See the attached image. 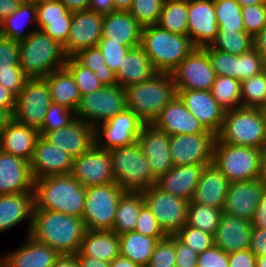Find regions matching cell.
<instances>
[{
    "instance_id": "obj_2",
    "label": "cell",
    "mask_w": 266,
    "mask_h": 267,
    "mask_svg": "<svg viewBox=\"0 0 266 267\" xmlns=\"http://www.w3.org/2000/svg\"><path fill=\"white\" fill-rule=\"evenodd\" d=\"M34 209H45L82 218L86 187L71 174L34 180Z\"/></svg>"
},
{
    "instance_id": "obj_67",
    "label": "cell",
    "mask_w": 266,
    "mask_h": 267,
    "mask_svg": "<svg viewBox=\"0 0 266 267\" xmlns=\"http://www.w3.org/2000/svg\"><path fill=\"white\" fill-rule=\"evenodd\" d=\"M75 255L80 267H110V262L83 256L79 251Z\"/></svg>"
},
{
    "instance_id": "obj_38",
    "label": "cell",
    "mask_w": 266,
    "mask_h": 267,
    "mask_svg": "<svg viewBox=\"0 0 266 267\" xmlns=\"http://www.w3.org/2000/svg\"><path fill=\"white\" fill-rule=\"evenodd\" d=\"M143 205L141 192H125L120 198L112 231L117 235L134 231Z\"/></svg>"
},
{
    "instance_id": "obj_56",
    "label": "cell",
    "mask_w": 266,
    "mask_h": 267,
    "mask_svg": "<svg viewBox=\"0 0 266 267\" xmlns=\"http://www.w3.org/2000/svg\"><path fill=\"white\" fill-rule=\"evenodd\" d=\"M134 231L148 237L165 238L167 234L159 226L151 210L144 204L141 207Z\"/></svg>"
},
{
    "instance_id": "obj_44",
    "label": "cell",
    "mask_w": 266,
    "mask_h": 267,
    "mask_svg": "<svg viewBox=\"0 0 266 267\" xmlns=\"http://www.w3.org/2000/svg\"><path fill=\"white\" fill-rule=\"evenodd\" d=\"M211 47L225 53L241 55L254 47L253 37L246 32L218 30Z\"/></svg>"
},
{
    "instance_id": "obj_37",
    "label": "cell",
    "mask_w": 266,
    "mask_h": 267,
    "mask_svg": "<svg viewBox=\"0 0 266 267\" xmlns=\"http://www.w3.org/2000/svg\"><path fill=\"white\" fill-rule=\"evenodd\" d=\"M144 236L136 231H130L119 235L120 255L127 257L141 267H146L159 240Z\"/></svg>"
},
{
    "instance_id": "obj_40",
    "label": "cell",
    "mask_w": 266,
    "mask_h": 267,
    "mask_svg": "<svg viewBox=\"0 0 266 267\" xmlns=\"http://www.w3.org/2000/svg\"><path fill=\"white\" fill-rule=\"evenodd\" d=\"M157 25L171 33L188 35V0H165Z\"/></svg>"
},
{
    "instance_id": "obj_47",
    "label": "cell",
    "mask_w": 266,
    "mask_h": 267,
    "mask_svg": "<svg viewBox=\"0 0 266 267\" xmlns=\"http://www.w3.org/2000/svg\"><path fill=\"white\" fill-rule=\"evenodd\" d=\"M64 67L71 73L81 96L92 93L103 85L88 67L83 66L74 56L68 57Z\"/></svg>"
},
{
    "instance_id": "obj_53",
    "label": "cell",
    "mask_w": 266,
    "mask_h": 267,
    "mask_svg": "<svg viewBox=\"0 0 266 267\" xmlns=\"http://www.w3.org/2000/svg\"><path fill=\"white\" fill-rule=\"evenodd\" d=\"M76 119L75 111L67 109L59 104L52 103L46 112L45 120L39 129L40 136L47 131L56 130L68 126Z\"/></svg>"
},
{
    "instance_id": "obj_72",
    "label": "cell",
    "mask_w": 266,
    "mask_h": 267,
    "mask_svg": "<svg viewBox=\"0 0 266 267\" xmlns=\"http://www.w3.org/2000/svg\"><path fill=\"white\" fill-rule=\"evenodd\" d=\"M11 119L12 115L7 110L0 108V135Z\"/></svg>"
},
{
    "instance_id": "obj_4",
    "label": "cell",
    "mask_w": 266,
    "mask_h": 267,
    "mask_svg": "<svg viewBox=\"0 0 266 267\" xmlns=\"http://www.w3.org/2000/svg\"><path fill=\"white\" fill-rule=\"evenodd\" d=\"M157 72L171 73L196 47L188 35L171 33L156 25L144 26L141 44Z\"/></svg>"
},
{
    "instance_id": "obj_60",
    "label": "cell",
    "mask_w": 266,
    "mask_h": 267,
    "mask_svg": "<svg viewBox=\"0 0 266 267\" xmlns=\"http://www.w3.org/2000/svg\"><path fill=\"white\" fill-rule=\"evenodd\" d=\"M176 267H197L198 253L175 237Z\"/></svg>"
},
{
    "instance_id": "obj_62",
    "label": "cell",
    "mask_w": 266,
    "mask_h": 267,
    "mask_svg": "<svg viewBox=\"0 0 266 267\" xmlns=\"http://www.w3.org/2000/svg\"><path fill=\"white\" fill-rule=\"evenodd\" d=\"M249 249L256 257L266 256V229H252V238Z\"/></svg>"
},
{
    "instance_id": "obj_7",
    "label": "cell",
    "mask_w": 266,
    "mask_h": 267,
    "mask_svg": "<svg viewBox=\"0 0 266 267\" xmlns=\"http://www.w3.org/2000/svg\"><path fill=\"white\" fill-rule=\"evenodd\" d=\"M115 183L125 192H142L156 184L147 157L138 142L109 150Z\"/></svg>"
},
{
    "instance_id": "obj_46",
    "label": "cell",
    "mask_w": 266,
    "mask_h": 267,
    "mask_svg": "<svg viewBox=\"0 0 266 267\" xmlns=\"http://www.w3.org/2000/svg\"><path fill=\"white\" fill-rule=\"evenodd\" d=\"M241 106L266 108V67L265 70L241 82Z\"/></svg>"
},
{
    "instance_id": "obj_57",
    "label": "cell",
    "mask_w": 266,
    "mask_h": 267,
    "mask_svg": "<svg viewBox=\"0 0 266 267\" xmlns=\"http://www.w3.org/2000/svg\"><path fill=\"white\" fill-rule=\"evenodd\" d=\"M97 46L104 56L106 65L114 72L121 66L124 55L130 49L127 46L120 45L119 43L110 42L109 39H100Z\"/></svg>"
},
{
    "instance_id": "obj_15",
    "label": "cell",
    "mask_w": 266,
    "mask_h": 267,
    "mask_svg": "<svg viewBox=\"0 0 266 267\" xmlns=\"http://www.w3.org/2000/svg\"><path fill=\"white\" fill-rule=\"evenodd\" d=\"M215 133L170 136V156L174 166L212 164Z\"/></svg>"
},
{
    "instance_id": "obj_18",
    "label": "cell",
    "mask_w": 266,
    "mask_h": 267,
    "mask_svg": "<svg viewBox=\"0 0 266 267\" xmlns=\"http://www.w3.org/2000/svg\"><path fill=\"white\" fill-rule=\"evenodd\" d=\"M266 191V180L256 178L232 182L229 185L223 212L252 220L261 197Z\"/></svg>"
},
{
    "instance_id": "obj_23",
    "label": "cell",
    "mask_w": 266,
    "mask_h": 267,
    "mask_svg": "<svg viewBox=\"0 0 266 267\" xmlns=\"http://www.w3.org/2000/svg\"><path fill=\"white\" fill-rule=\"evenodd\" d=\"M177 96L190 113L204 127L217 134L222 126L225 110L207 90H177Z\"/></svg>"
},
{
    "instance_id": "obj_32",
    "label": "cell",
    "mask_w": 266,
    "mask_h": 267,
    "mask_svg": "<svg viewBox=\"0 0 266 267\" xmlns=\"http://www.w3.org/2000/svg\"><path fill=\"white\" fill-rule=\"evenodd\" d=\"M4 256V267H52L60 254L48 245L33 240Z\"/></svg>"
},
{
    "instance_id": "obj_22",
    "label": "cell",
    "mask_w": 266,
    "mask_h": 267,
    "mask_svg": "<svg viewBox=\"0 0 266 267\" xmlns=\"http://www.w3.org/2000/svg\"><path fill=\"white\" fill-rule=\"evenodd\" d=\"M137 142L147 157L151 172L156 179L174 166L170 156V136L165 131L153 124H145Z\"/></svg>"
},
{
    "instance_id": "obj_10",
    "label": "cell",
    "mask_w": 266,
    "mask_h": 267,
    "mask_svg": "<svg viewBox=\"0 0 266 267\" xmlns=\"http://www.w3.org/2000/svg\"><path fill=\"white\" fill-rule=\"evenodd\" d=\"M125 109V89L119 85L103 86L80 97L75 115L76 118L95 127Z\"/></svg>"
},
{
    "instance_id": "obj_55",
    "label": "cell",
    "mask_w": 266,
    "mask_h": 267,
    "mask_svg": "<svg viewBox=\"0 0 266 267\" xmlns=\"http://www.w3.org/2000/svg\"><path fill=\"white\" fill-rule=\"evenodd\" d=\"M266 64L259 52L253 47L239 55V81L242 82L265 70Z\"/></svg>"
},
{
    "instance_id": "obj_58",
    "label": "cell",
    "mask_w": 266,
    "mask_h": 267,
    "mask_svg": "<svg viewBox=\"0 0 266 267\" xmlns=\"http://www.w3.org/2000/svg\"><path fill=\"white\" fill-rule=\"evenodd\" d=\"M197 267H229L228 253L213 245L198 254Z\"/></svg>"
},
{
    "instance_id": "obj_50",
    "label": "cell",
    "mask_w": 266,
    "mask_h": 267,
    "mask_svg": "<svg viewBox=\"0 0 266 267\" xmlns=\"http://www.w3.org/2000/svg\"><path fill=\"white\" fill-rule=\"evenodd\" d=\"M174 236L198 254L215 245L213 234L191 227L188 224H185Z\"/></svg>"
},
{
    "instance_id": "obj_64",
    "label": "cell",
    "mask_w": 266,
    "mask_h": 267,
    "mask_svg": "<svg viewBox=\"0 0 266 267\" xmlns=\"http://www.w3.org/2000/svg\"><path fill=\"white\" fill-rule=\"evenodd\" d=\"M16 106V95L0 84V108L7 110L11 115Z\"/></svg>"
},
{
    "instance_id": "obj_45",
    "label": "cell",
    "mask_w": 266,
    "mask_h": 267,
    "mask_svg": "<svg viewBox=\"0 0 266 267\" xmlns=\"http://www.w3.org/2000/svg\"><path fill=\"white\" fill-rule=\"evenodd\" d=\"M217 18L218 30L246 32L242 7L236 0H213Z\"/></svg>"
},
{
    "instance_id": "obj_14",
    "label": "cell",
    "mask_w": 266,
    "mask_h": 267,
    "mask_svg": "<svg viewBox=\"0 0 266 267\" xmlns=\"http://www.w3.org/2000/svg\"><path fill=\"white\" fill-rule=\"evenodd\" d=\"M171 75L177 90L210 91L216 78L208 54L203 48H195Z\"/></svg>"
},
{
    "instance_id": "obj_52",
    "label": "cell",
    "mask_w": 266,
    "mask_h": 267,
    "mask_svg": "<svg viewBox=\"0 0 266 267\" xmlns=\"http://www.w3.org/2000/svg\"><path fill=\"white\" fill-rule=\"evenodd\" d=\"M146 267H176L174 235H167L158 241Z\"/></svg>"
},
{
    "instance_id": "obj_24",
    "label": "cell",
    "mask_w": 266,
    "mask_h": 267,
    "mask_svg": "<svg viewBox=\"0 0 266 267\" xmlns=\"http://www.w3.org/2000/svg\"><path fill=\"white\" fill-rule=\"evenodd\" d=\"M152 124L156 128L165 131L169 136L214 133L207 130L204 125L190 113L178 96L161 110Z\"/></svg>"
},
{
    "instance_id": "obj_21",
    "label": "cell",
    "mask_w": 266,
    "mask_h": 267,
    "mask_svg": "<svg viewBox=\"0 0 266 267\" xmlns=\"http://www.w3.org/2000/svg\"><path fill=\"white\" fill-rule=\"evenodd\" d=\"M74 157L51 145L42 136L36 142L34 153L29 162L34 180L47 176L69 175Z\"/></svg>"
},
{
    "instance_id": "obj_20",
    "label": "cell",
    "mask_w": 266,
    "mask_h": 267,
    "mask_svg": "<svg viewBox=\"0 0 266 267\" xmlns=\"http://www.w3.org/2000/svg\"><path fill=\"white\" fill-rule=\"evenodd\" d=\"M94 126L78 118L68 126L45 132L42 137L74 158L95 145Z\"/></svg>"
},
{
    "instance_id": "obj_42",
    "label": "cell",
    "mask_w": 266,
    "mask_h": 267,
    "mask_svg": "<svg viewBox=\"0 0 266 267\" xmlns=\"http://www.w3.org/2000/svg\"><path fill=\"white\" fill-rule=\"evenodd\" d=\"M241 82L237 79L218 75L211 88V94L225 110L241 107Z\"/></svg>"
},
{
    "instance_id": "obj_9",
    "label": "cell",
    "mask_w": 266,
    "mask_h": 267,
    "mask_svg": "<svg viewBox=\"0 0 266 267\" xmlns=\"http://www.w3.org/2000/svg\"><path fill=\"white\" fill-rule=\"evenodd\" d=\"M125 193L115 182L86 187L83 223L87 230H112L117 207Z\"/></svg>"
},
{
    "instance_id": "obj_54",
    "label": "cell",
    "mask_w": 266,
    "mask_h": 267,
    "mask_svg": "<svg viewBox=\"0 0 266 267\" xmlns=\"http://www.w3.org/2000/svg\"><path fill=\"white\" fill-rule=\"evenodd\" d=\"M242 18L246 33L256 36L266 26V4L242 7Z\"/></svg>"
},
{
    "instance_id": "obj_66",
    "label": "cell",
    "mask_w": 266,
    "mask_h": 267,
    "mask_svg": "<svg viewBox=\"0 0 266 267\" xmlns=\"http://www.w3.org/2000/svg\"><path fill=\"white\" fill-rule=\"evenodd\" d=\"M23 0H0V23L11 16Z\"/></svg>"
},
{
    "instance_id": "obj_16",
    "label": "cell",
    "mask_w": 266,
    "mask_h": 267,
    "mask_svg": "<svg viewBox=\"0 0 266 267\" xmlns=\"http://www.w3.org/2000/svg\"><path fill=\"white\" fill-rule=\"evenodd\" d=\"M71 175L85 187L115 182L109 151L94 145L74 158Z\"/></svg>"
},
{
    "instance_id": "obj_65",
    "label": "cell",
    "mask_w": 266,
    "mask_h": 267,
    "mask_svg": "<svg viewBox=\"0 0 266 267\" xmlns=\"http://www.w3.org/2000/svg\"><path fill=\"white\" fill-rule=\"evenodd\" d=\"M89 10L102 15L115 12L114 0H91Z\"/></svg>"
},
{
    "instance_id": "obj_69",
    "label": "cell",
    "mask_w": 266,
    "mask_h": 267,
    "mask_svg": "<svg viewBox=\"0 0 266 267\" xmlns=\"http://www.w3.org/2000/svg\"><path fill=\"white\" fill-rule=\"evenodd\" d=\"M62 4L71 12L89 9L91 0H60Z\"/></svg>"
},
{
    "instance_id": "obj_39",
    "label": "cell",
    "mask_w": 266,
    "mask_h": 267,
    "mask_svg": "<svg viewBox=\"0 0 266 267\" xmlns=\"http://www.w3.org/2000/svg\"><path fill=\"white\" fill-rule=\"evenodd\" d=\"M26 20L37 22V8L35 3L23 0L18 9L0 23V36L16 41H22L27 38L31 32H24L23 28H25L24 26L27 23Z\"/></svg>"
},
{
    "instance_id": "obj_73",
    "label": "cell",
    "mask_w": 266,
    "mask_h": 267,
    "mask_svg": "<svg viewBox=\"0 0 266 267\" xmlns=\"http://www.w3.org/2000/svg\"><path fill=\"white\" fill-rule=\"evenodd\" d=\"M133 0H114L115 11H129Z\"/></svg>"
},
{
    "instance_id": "obj_43",
    "label": "cell",
    "mask_w": 266,
    "mask_h": 267,
    "mask_svg": "<svg viewBox=\"0 0 266 267\" xmlns=\"http://www.w3.org/2000/svg\"><path fill=\"white\" fill-rule=\"evenodd\" d=\"M222 212L221 209L190 201L186 224L215 235Z\"/></svg>"
},
{
    "instance_id": "obj_68",
    "label": "cell",
    "mask_w": 266,
    "mask_h": 267,
    "mask_svg": "<svg viewBox=\"0 0 266 267\" xmlns=\"http://www.w3.org/2000/svg\"><path fill=\"white\" fill-rule=\"evenodd\" d=\"M253 44L266 64V26L253 37Z\"/></svg>"
},
{
    "instance_id": "obj_63",
    "label": "cell",
    "mask_w": 266,
    "mask_h": 267,
    "mask_svg": "<svg viewBox=\"0 0 266 267\" xmlns=\"http://www.w3.org/2000/svg\"><path fill=\"white\" fill-rule=\"evenodd\" d=\"M253 228L266 229V191L261 197V200L257 206L255 214L251 220Z\"/></svg>"
},
{
    "instance_id": "obj_51",
    "label": "cell",
    "mask_w": 266,
    "mask_h": 267,
    "mask_svg": "<svg viewBox=\"0 0 266 267\" xmlns=\"http://www.w3.org/2000/svg\"><path fill=\"white\" fill-rule=\"evenodd\" d=\"M37 8L36 29L42 30L48 21L72 20L73 12L69 11L60 0H48L35 4Z\"/></svg>"
},
{
    "instance_id": "obj_26",
    "label": "cell",
    "mask_w": 266,
    "mask_h": 267,
    "mask_svg": "<svg viewBox=\"0 0 266 267\" xmlns=\"http://www.w3.org/2000/svg\"><path fill=\"white\" fill-rule=\"evenodd\" d=\"M252 229L251 220L222 212L214 235V244L227 253L248 249Z\"/></svg>"
},
{
    "instance_id": "obj_34",
    "label": "cell",
    "mask_w": 266,
    "mask_h": 267,
    "mask_svg": "<svg viewBox=\"0 0 266 267\" xmlns=\"http://www.w3.org/2000/svg\"><path fill=\"white\" fill-rule=\"evenodd\" d=\"M33 209V192L0 195V233L29 217V235Z\"/></svg>"
},
{
    "instance_id": "obj_28",
    "label": "cell",
    "mask_w": 266,
    "mask_h": 267,
    "mask_svg": "<svg viewBox=\"0 0 266 267\" xmlns=\"http://www.w3.org/2000/svg\"><path fill=\"white\" fill-rule=\"evenodd\" d=\"M209 164L173 166L156 180V186L164 192L191 201L205 167Z\"/></svg>"
},
{
    "instance_id": "obj_74",
    "label": "cell",
    "mask_w": 266,
    "mask_h": 267,
    "mask_svg": "<svg viewBox=\"0 0 266 267\" xmlns=\"http://www.w3.org/2000/svg\"><path fill=\"white\" fill-rule=\"evenodd\" d=\"M236 2L241 6H249V5H256V4H266V0H236Z\"/></svg>"
},
{
    "instance_id": "obj_3",
    "label": "cell",
    "mask_w": 266,
    "mask_h": 267,
    "mask_svg": "<svg viewBox=\"0 0 266 267\" xmlns=\"http://www.w3.org/2000/svg\"><path fill=\"white\" fill-rule=\"evenodd\" d=\"M125 89L126 108L146 124H152L161 110L177 96L171 73L157 72L143 83Z\"/></svg>"
},
{
    "instance_id": "obj_61",
    "label": "cell",
    "mask_w": 266,
    "mask_h": 267,
    "mask_svg": "<svg viewBox=\"0 0 266 267\" xmlns=\"http://www.w3.org/2000/svg\"><path fill=\"white\" fill-rule=\"evenodd\" d=\"M229 267H256V256L248 248L228 253Z\"/></svg>"
},
{
    "instance_id": "obj_48",
    "label": "cell",
    "mask_w": 266,
    "mask_h": 267,
    "mask_svg": "<svg viewBox=\"0 0 266 267\" xmlns=\"http://www.w3.org/2000/svg\"><path fill=\"white\" fill-rule=\"evenodd\" d=\"M203 49L208 54L216 76H228L239 80V55L225 53L211 46H206Z\"/></svg>"
},
{
    "instance_id": "obj_30",
    "label": "cell",
    "mask_w": 266,
    "mask_h": 267,
    "mask_svg": "<svg viewBox=\"0 0 266 267\" xmlns=\"http://www.w3.org/2000/svg\"><path fill=\"white\" fill-rule=\"evenodd\" d=\"M39 130L11 119L0 135V150L30 162Z\"/></svg>"
},
{
    "instance_id": "obj_29",
    "label": "cell",
    "mask_w": 266,
    "mask_h": 267,
    "mask_svg": "<svg viewBox=\"0 0 266 267\" xmlns=\"http://www.w3.org/2000/svg\"><path fill=\"white\" fill-rule=\"evenodd\" d=\"M229 185L226 175L215 164H209L202 173L191 202L223 210Z\"/></svg>"
},
{
    "instance_id": "obj_70",
    "label": "cell",
    "mask_w": 266,
    "mask_h": 267,
    "mask_svg": "<svg viewBox=\"0 0 266 267\" xmlns=\"http://www.w3.org/2000/svg\"><path fill=\"white\" fill-rule=\"evenodd\" d=\"M52 267H80L76 255H60Z\"/></svg>"
},
{
    "instance_id": "obj_79",
    "label": "cell",
    "mask_w": 266,
    "mask_h": 267,
    "mask_svg": "<svg viewBox=\"0 0 266 267\" xmlns=\"http://www.w3.org/2000/svg\"><path fill=\"white\" fill-rule=\"evenodd\" d=\"M264 120H265V129H266V108L264 109Z\"/></svg>"
},
{
    "instance_id": "obj_25",
    "label": "cell",
    "mask_w": 266,
    "mask_h": 267,
    "mask_svg": "<svg viewBox=\"0 0 266 267\" xmlns=\"http://www.w3.org/2000/svg\"><path fill=\"white\" fill-rule=\"evenodd\" d=\"M29 162L0 150V195L33 192Z\"/></svg>"
},
{
    "instance_id": "obj_27",
    "label": "cell",
    "mask_w": 266,
    "mask_h": 267,
    "mask_svg": "<svg viewBox=\"0 0 266 267\" xmlns=\"http://www.w3.org/2000/svg\"><path fill=\"white\" fill-rule=\"evenodd\" d=\"M143 27L128 11L103 15L101 39L131 48L140 46Z\"/></svg>"
},
{
    "instance_id": "obj_71",
    "label": "cell",
    "mask_w": 266,
    "mask_h": 267,
    "mask_svg": "<svg viewBox=\"0 0 266 267\" xmlns=\"http://www.w3.org/2000/svg\"><path fill=\"white\" fill-rule=\"evenodd\" d=\"M110 267H141V266L137 263H134L127 257L119 255L110 262Z\"/></svg>"
},
{
    "instance_id": "obj_17",
    "label": "cell",
    "mask_w": 266,
    "mask_h": 267,
    "mask_svg": "<svg viewBox=\"0 0 266 267\" xmlns=\"http://www.w3.org/2000/svg\"><path fill=\"white\" fill-rule=\"evenodd\" d=\"M103 15L92 10L73 12L68 40L63 45L66 57H73L79 51L97 46L102 36Z\"/></svg>"
},
{
    "instance_id": "obj_12",
    "label": "cell",
    "mask_w": 266,
    "mask_h": 267,
    "mask_svg": "<svg viewBox=\"0 0 266 267\" xmlns=\"http://www.w3.org/2000/svg\"><path fill=\"white\" fill-rule=\"evenodd\" d=\"M141 195L167 235H174L187 223L189 201L164 192L156 185L142 191Z\"/></svg>"
},
{
    "instance_id": "obj_35",
    "label": "cell",
    "mask_w": 266,
    "mask_h": 267,
    "mask_svg": "<svg viewBox=\"0 0 266 267\" xmlns=\"http://www.w3.org/2000/svg\"><path fill=\"white\" fill-rule=\"evenodd\" d=\"M79 252L83 256L111 262L120 255L119 235L112 230H87Z\"/></svg>"
},
{
    "instance_id": "obj_33",
    "label": "cell",
    "mask_w": 266,
    "mask_h": 267,
    "mask_svg": "<svg viewBox=\"0 0 266 267\" xmlns=\"http://www.w3.org/2000/svg\"><path fill=\"white\" fill-rule=\"evenodd\" d=\"M157 71L141 46L131 48L124 55L121 66L115 72L119 86L126 88L133 84L143 83Z\"/></svg>"
},
{
    "instance_id": "obj_76",
    "label": "cell",
    "mask_w": 266,
    "mask_h": 267,
    "mask_svg": "<svg viewBox=\"0 0 266 267\" xmlns=\"http://www.w3.org/2000/svg\"><path fill=\"white\" fill-rule=\"evenodd\" d=\"M256 267H266V256L256 257Z\"/></svg>"
},
{
    "instance_id": "obj_19",
    "label": "cell",
    "mask_w": 266,
    "mask_h": 267,
    "mask_svg": "<svg viewBox=\"0 0 266 267\" xmlns=\"http://www.w3.org/2000/svg\"><path fill=\"white\" fill-rule=\"evenodd\" d=\"M218 33L213 0H188V36L196 48L211 46Z\"/></svg>"
},
{
    "instance_id": "obj_31",
    "label": "cell",
    "mask_w": 266,
    "mask_h": 267,
    "mask_svg": "<svg viewBox=\"0 0 266 267\" xmlns=\"http://www.w3.org/2000/svg\"><path fill=\"white\" fill-rule=\"evenodd\" d=\"M28 79L19 65V41L0 36V84L17 96Z\"/></svg>"
},
{
    "instance_id": "obj_13",
    "label": "cell",
    "mask_w": 266,
    "mask_h": 267,
    "mask_svg": "<svg viewBox=\"0 0 266 267\" xmlns=\"http://www.w3.org/2000/svg\"><path fill=\"white\" fill-rule=\"evenodd\" d=\"M145 124L133 110L126 108L114 117L102 122L101 125L97 124L94 127L95 145L108 151L133 145L138 141ZM103 136L105 138L104 143L100 142Z\"/></svg>"
},
{
    "instance_id": "obj_75",
    "label": "cell",
    "mask_w": 266,
    "mask_h": 267,
    "mask_svg": "<svg viewBox=\"0 0 266 267\" xmlns=\"http://www.w3.org/2000/svg\"><path fill=\"white\" fill-rule=\"evenodd\" d=\"M262 177L266 180V146L262 149Z\"/></svg>"
},
{
    "instance_id": "obj_59",
    "label": "cell",
    "mask_w": 266,
    "mask_h": 267,
    "mask_svg": "<svg viewBox=\"0 0 266 267\" xmlns=\"http://www.w3.org/2000/svg\"><path fill=\"white\" fill-rule=\"evenodd\" d=\"M72 20L48 21L42 31L62 46L67 42Z\"/></svg>"
},
{
    "instance_id": "obj_49",
    "label": "cell",
    "mask_w": 266,
    "mask_h": 267,
    "mask_svg": "<svg viewBox=\"0 0 266 267\" xmlns=\"http://www.w3.org/2000/svg\"><path fill=\"white\" fill-rule=\"evenodd\" d=\"M165 0H133L129 13L142 26L156 25Z\"/></svg>"
},
{
    "instance_id": "obj_8",
    "label": "cell",
    "mask_w": 266,
    "mask_h": 267,
    "mask_svg": "<svg viewBox=\"0 0 266 267\" xmlns=\"http://www.w3.org/2000/svg\"><path fill=\"white\" fill-rule=\"evenodd\" d=\"M213 164L232 182L262 177V149L227 144L216 138Z\"/></svg>"
},
{
    "instance_id": "obj_11",
    "label": "cell",
    "mask_w": 266,
    "mask_h": 267,
    "mask_svg": "<svg viewBox=\"0 0 266 267\" xmlns=\"http://www.w3.org/2000/svg\"><path fill=\"white\" fill-rule=\"evenodd\" d=\"M52 103L47 81L44 78H29L16 96L12 119L39 130Z\"/></svg>"
},
{
    "instance_id": "obj_6",
    "label": "cell",
    "mask_w": 266,
    "mask_h": 267,
    "mask_svg": "<svg viewBox=\"0 0 266 267\" xmlns=\"http://www.w3.org/2000/svg\"><path fill=\"white\" fill-rule=\"evenodd\" d=\"M216 138L227 144L263 149L266 146L264 109L241 106L225 111Z\"/></svg>"
},
{
    "instance_id": "obj_77",
    "label": "cell",
    "mask_w": 266,
    "mask_h": 267,
    "mask_svg": "<svg viewBox=\"0 0 266 267\" xmlns=\"http://www.w3.org/2000/svg\"><path fill=\"white\" fill-rule=\"evenodd\" d=\"M27 1H30V2H33V3L37 4V3H40V2H43V1H48V0H27Z\"/></svg>"
},
{
    "instance_id": "obj_1",
    "label": "cell",
    "mask_w": 266,
    "mask_h": 267,
    "mask_svg": "<svg viewBox=\"0 0 266 267\" xmlns=\"http://www.w3.org/2000/svg\"><path fill=\"white\" fill-rule=\"evenodd\" d=\"M86 231L83 219L45 209H33L29 236L60 255H75Z\"/></svg>"
},
{
    "instance_id": "obj_78",
    "label": "cell",
    "mask_w": 266,
    "mask_h": 267,
    "mask_svg": "<svg viewBox=\"0 0 266 267\" xmlns=\"http://www.w3.org/2000/svg\"><path fill=\"white\" fill-rule=\"evenodd\" d=\"M0 267H4V257H0Z\"/></svg>"
},
{
    "instance_id": "obj_41",
    "label": "cell",
    "mask_w": 266,
    "mask_h": 267,
    "mask_svg": "<svg viewBox=\"0 0 266 267\" xmlns=\"http://www.w3.org/2000/svg\"><path fill=\"white\" fill-rule=\"evenodd\" d=\"M74 57L83 66L94 72L103 86L118 85L115 72L106 65L104 56L98 46L81 50Z\"/></svg>"
},
{
    "instance_id": "obj_36",
    "label": "cell",
    "mask_w": 266,
    "mask_h": 267,
    "mask_svg": "<svg viewBox=\"0 0 266 267\" xmlns=\"http://www.w3.org/2000/svg\"><path fill=\"white\" fill-rule=\"evenodd\" d=\"M44 79L47 81L52 102L76 111L81 94L71 73L63 67L51 72Z\"/></svg>"
},
{
    "instance_id": "obj_5",
    "label": "cell",
    "mask_w": 266,
    "mask_h": 267,
    "mask_svg": "<svg viewBox=\"0 0 266 267\" xmlns=\"http://www.w3.org/2000/svg\"><path fill=\"white\" fill-rule=\"evenodd\" d=\"M63 46L42 30L33 29L19 41V65L29 78H44L66 63Z\"/></svg>"
}]
</instances>
